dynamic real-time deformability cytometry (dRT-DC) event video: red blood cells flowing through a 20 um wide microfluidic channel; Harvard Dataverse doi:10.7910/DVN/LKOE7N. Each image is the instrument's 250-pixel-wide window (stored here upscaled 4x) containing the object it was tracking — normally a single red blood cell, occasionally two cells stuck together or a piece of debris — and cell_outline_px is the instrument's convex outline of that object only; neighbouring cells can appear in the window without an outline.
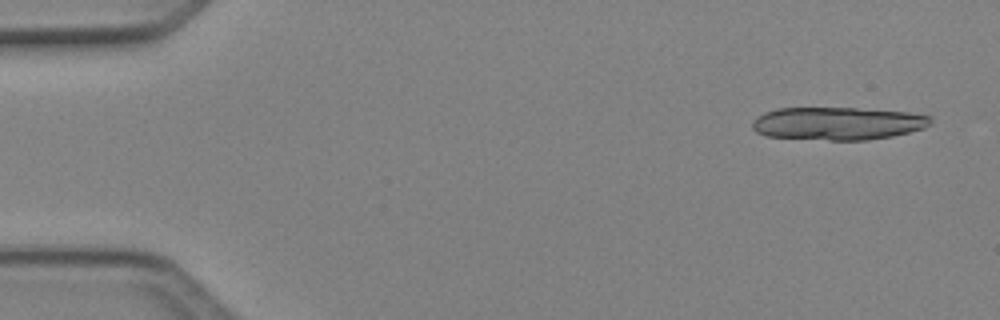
{"species": "Egyptian fruit bat (a non-hibernating species)", "species_latin": "Rousettus aegyptiacus", "temperature_condition": "cold", "stored_images_in_passage": 6, "camera_frame_rate_fps": 3000, "um_per_image_px": 0.085, "animal": {"sex": "female"}, "frame": {"image": 1, "passage_image": 1, "time_ms": 0.0, "image_size_px": [1000, 320], "cell_outline_px": [[932, 124], [924, 128], [892, 136], [868, 140], [828, 140], [764, 136], [756, 132], [752, 128], [752, 120], [756, 116], [764, 112], [776, 108], [856, 108], [908, 112], [932, 116]], "centroid_in_image_um": [71.18, 10.49], "position_along_channel_um": 13.8, "area_um2": 34.45}}
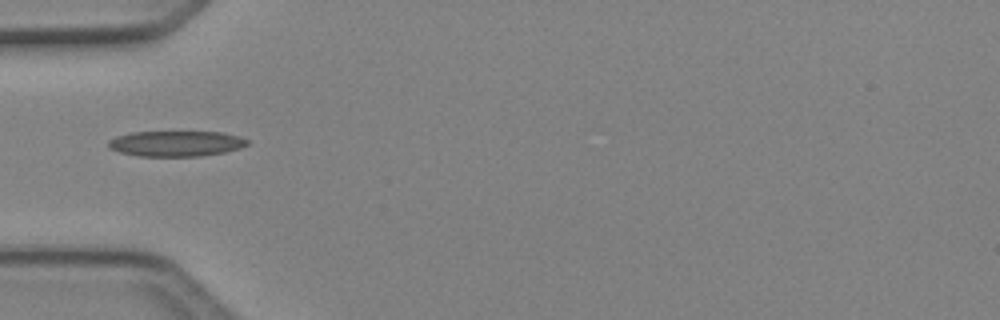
{"frame": {"image": 2, "passage_image": 5, "time_ms": 1.333, "image_size_px": [1000, 320], "cell_outline_px": [[248, 144], [240, 148], [224, 152], [200, 156], [140, 156], [120, 152], [108, 148], [108, 140], [116, 136], [132, 132], [224, 132], [240, 136], [248, 140]], "centroid_in_image_um": [14.96, 12.2], "position_along_channel_um": 70.0, "area_um2": 20.69}}
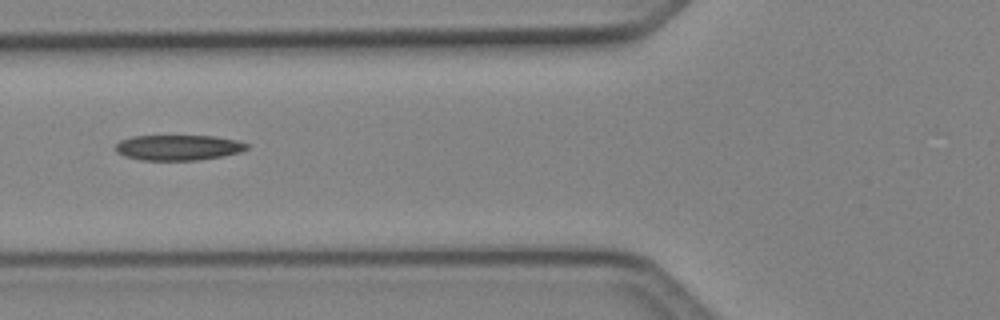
{"frame": {"image": 3, "passage_image": 6, "time_ms": 1.667, "image_size_px": [1000, 320], "cell_outline_px": [[248, 148], [240, 152], [224, 156], [200, 160], [140, 160], [124, 156], [116, 152], [116, 144], [120, 140], [132, 136], [212, 136], [236, 140], [248, 144]], "centroid_in_image_um": [15.14, 12.55], "position_along_channel_um": 110.7, "area_um2": 19.48}}